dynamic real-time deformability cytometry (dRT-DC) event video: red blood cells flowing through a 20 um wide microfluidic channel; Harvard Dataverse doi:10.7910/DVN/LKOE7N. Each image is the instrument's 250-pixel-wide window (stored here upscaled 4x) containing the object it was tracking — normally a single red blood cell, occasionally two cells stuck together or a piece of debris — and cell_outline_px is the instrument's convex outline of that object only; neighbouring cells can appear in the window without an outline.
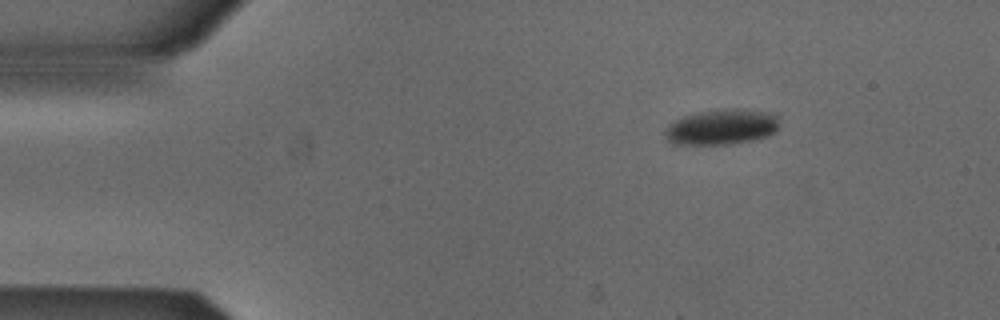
{"species": "Egyptian fruit bat (a non-hibernating species)", "species_latin": "Rousettus aegyptiacus", "temperature_condition": "cold", "stored_images_in_passage": 44, "camera_frame_rate_fps": 3000, "um_per_image_px": 0.085, "animal": {"sex": "male"}, "frame": {"image": 1, "passage_image": 1, "time_ms": 0.0, "image_size_px": [1000, 320], "cell_outline_px": [[780, 124], [776, 132], [768, 136], [752, 140], [732, 144], [672, 144], [668, 140], [664, 132], [668, 124], [684, 116], [704, 112], [760, 112], [776, 116]], "centroid_in_image_um": [61.3, 10.87], "position_along_channel_um": 23.7, "area_um2": 22.37}}
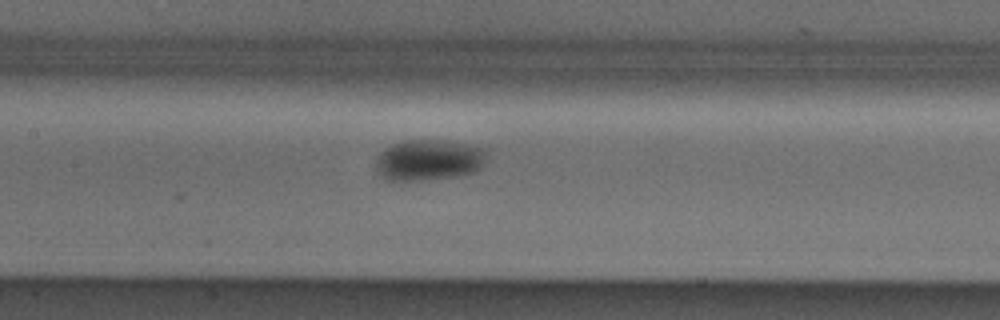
{"frame": {"image": 2, "passage_image": 18, "time_ms": 5.667, "image_size_px": [1000, 320], "cell_outline_px": [[488, 148], [484, 164], [480, 168], [472, 172], [460, 176], [424, 180], [384, 180], [376, 168], [376, 160], [380, 152], [384, 148], [392, 144], [404, 140], [444, 140], [468, 144]], "centroid_in_image_um": [36.46, 13.59], "position_along_channel_um": 170.9, "area_um2": 26.82}}
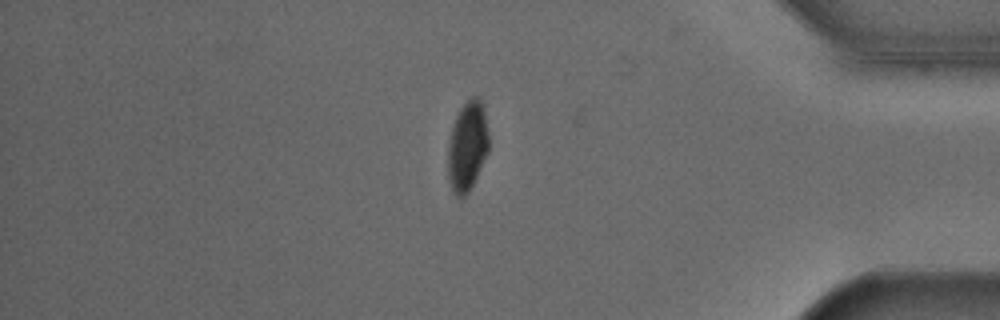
{"frame": {"image": 3, "passage_image": 38, "time_ms": 12.333, "image_size_px": [1000, 320], "cell_outline_px": [[488, 152], [468, 192], [464, 196], [456, 196], [448, 180], [448, 144], [452, 128], [456, 116], [460, 108], [472, 96], [480, 96], [484, 112], [488, 132]], "centroid_in_image_um": [39.72, 12.4], "position_along_channel_um": 395.5, "area_um2": 21.04}, "authors_computed_cell_mechanics": {"area_um2": 24.4783, "velocity_mm_per_s": 3.8674, "shape_relaxation_time_tau1_ms": 6.8478, "shape_relaxation_time_tau2_ms": null, "deformation_change_tau1": 0.0906, "deformation_change_tau2": null}}